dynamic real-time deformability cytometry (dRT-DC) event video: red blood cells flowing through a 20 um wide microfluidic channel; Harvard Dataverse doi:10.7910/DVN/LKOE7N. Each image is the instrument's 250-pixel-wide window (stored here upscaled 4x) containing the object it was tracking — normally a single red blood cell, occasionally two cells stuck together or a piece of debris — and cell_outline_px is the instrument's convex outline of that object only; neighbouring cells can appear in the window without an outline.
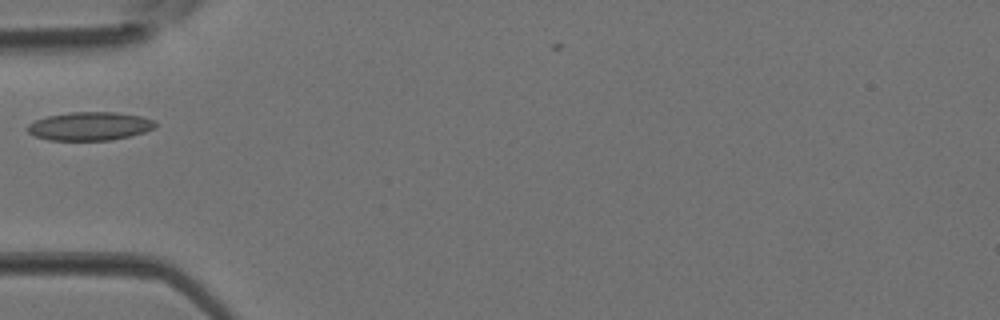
{"species": "Egyptian fruit bat (a non-hibernating species)", "species_latin": "Rousettus aegyptiacus", "temperature_condition": "room temperature", "stored_images_in_passage": 1, "camera_frame_rate_fps": 3000, "um_per_image_px": 0.085, "animal": {"sex": "female"}, "frame": {"image": 1, "passage_image": 1, "time_ms": 0.0, "image_size_px": [1000, 320], "cell_outline_px": [[156, 128], [144, 132], [112, 140], [48, 140], [36, 136], [28, 132], [28, 124], [36, 120], [48, 116], [68, 112], [116, 112], [140, 116], [156, 120]], "centroid_in_image_um": [7.66, 10.72], "position_along_channel_um": 77.3, "area_um2": 21.15}}